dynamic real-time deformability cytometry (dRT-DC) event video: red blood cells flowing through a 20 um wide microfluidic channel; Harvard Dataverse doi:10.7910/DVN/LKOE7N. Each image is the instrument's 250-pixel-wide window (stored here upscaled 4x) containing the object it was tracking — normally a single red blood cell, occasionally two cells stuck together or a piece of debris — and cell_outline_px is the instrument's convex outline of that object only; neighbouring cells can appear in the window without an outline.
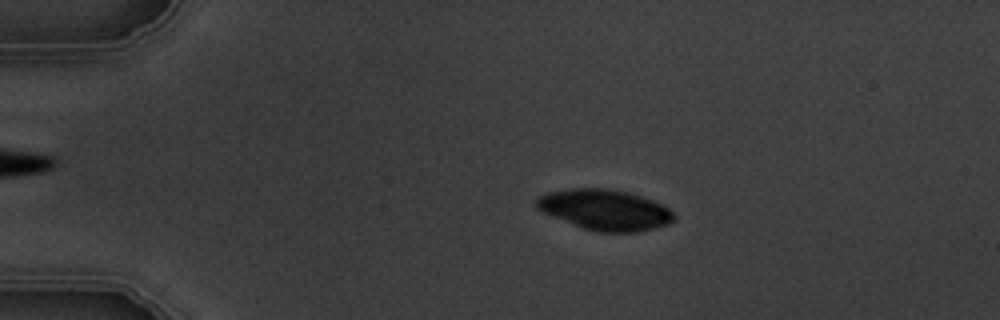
{"species": "common noctule bat (a hibernating species)", "species_latin": "Nyctalus noctula", "temperature_condition": "warm", "stored_images_in_passage": 8, "camera_frame_rate_fps": 3000, "um_per_image_px": 0.085, "animal": {"sex": "male", "body_mass_g": 19.5, "forearm_length_mm": 54.6}, "frame": {"image": 1, "passage_image": 3, "time_ms": 2.333, "image_size_px": [1000, 320], "cell_outline_px": [[676, 220], [668, 224], [656, 228], [636, 232], [600, 232], [584, 228], [552, 216], [536, 208], [532, 200], [548, 192], [572, 188], [608, 188], [628, 192], [652, 200], [668, 208], [676, 216]], "centroid_in_image_um": [51.41, 17.83], "position_along_channel_um": 33.6, "area_um2": 32.54}}